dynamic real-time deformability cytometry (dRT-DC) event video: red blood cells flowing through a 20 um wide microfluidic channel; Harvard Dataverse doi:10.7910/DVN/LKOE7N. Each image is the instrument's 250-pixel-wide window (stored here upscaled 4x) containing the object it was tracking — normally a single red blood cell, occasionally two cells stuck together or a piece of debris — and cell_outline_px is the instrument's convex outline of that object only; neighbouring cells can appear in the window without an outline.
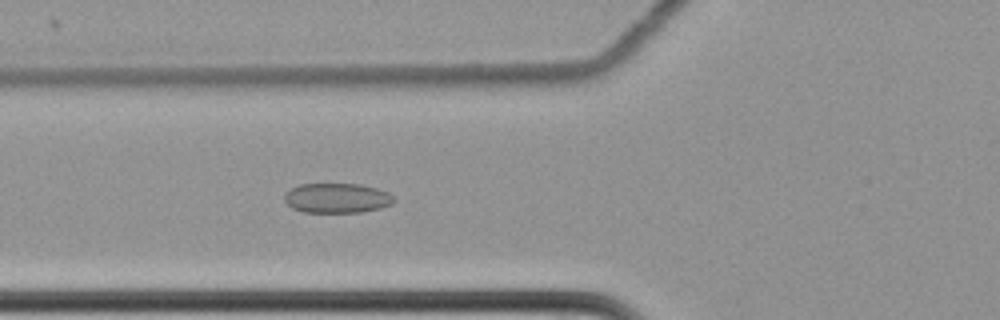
{"species": "common noctule bat (a hibernating species)", "species_latin": "Nyctalus noctula", "temperature_condition": "cold", "stored_images_in_passage": 55, "camera_frame_rate_fps": 3000, "um_per_image_px": 0.085, "animal": {"sex": "female", "body_mass_g": 22.7, "forearm_length_mm": 54.2}, "frame": {"image": 1, "passage_image": 18, "time_ms": 5.667, "image_size_px": [1000, 320], "cell_outline_px": [[396, 200], [392, 204], [380, 208], [360, 212], [304, 212], [292, 208], [284, 200], [284, 196], [292, 188], [300, 184], [360, 184], [376, 188], [388, 192], [396, 196]], "centroid_in_image_um": [28.69, 16.83], "position_along_channel_um": 97.1, "area_um2": 19.02}}
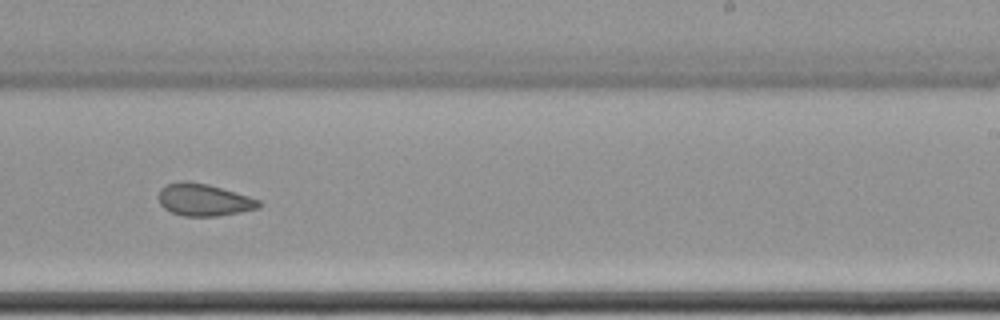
{"frame": {"image": 2, "passage_image": 33, "time_ms": 10.667, "image_size_px": [1000, 320], "cell_outline_px": [[264, 204], [260, 208], [240, 212], [216, 216], [184, 216], [172, 212], [164, 208], [160, 204], [160, 188], [168, 184], [184, 180], [188, 180], [208, 184], [248, 196], [260, 200]], "centroid_in_image_um": [17.36, 16.98], "position_along_channel_um": 271.6, "area_um2": 18.79}}
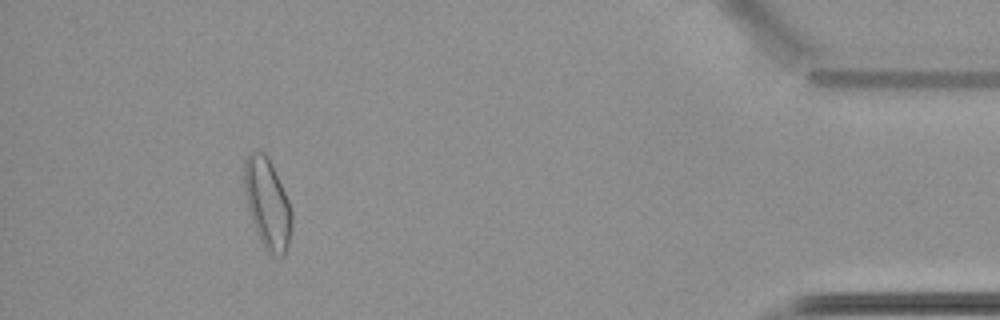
{"frame": {"image": 3, "passage_image": 50, "time_ms": 16.333, "image_size_px": [1000, 320], "cell_outline_px": [[292, 228], [288, 244], [284, 256], [280, 256], [268, 252], [264, 248], [256, 232], [248, 208], [244, 188], [244, 160], [248, 152], [252, 148], [264, 152], [272, 164], [288, 200], [292, 212]], "centroid_in_image_um": [22.71, 17.25], "position_along_channel_um": 412.5, "area_um2": 25.03}}